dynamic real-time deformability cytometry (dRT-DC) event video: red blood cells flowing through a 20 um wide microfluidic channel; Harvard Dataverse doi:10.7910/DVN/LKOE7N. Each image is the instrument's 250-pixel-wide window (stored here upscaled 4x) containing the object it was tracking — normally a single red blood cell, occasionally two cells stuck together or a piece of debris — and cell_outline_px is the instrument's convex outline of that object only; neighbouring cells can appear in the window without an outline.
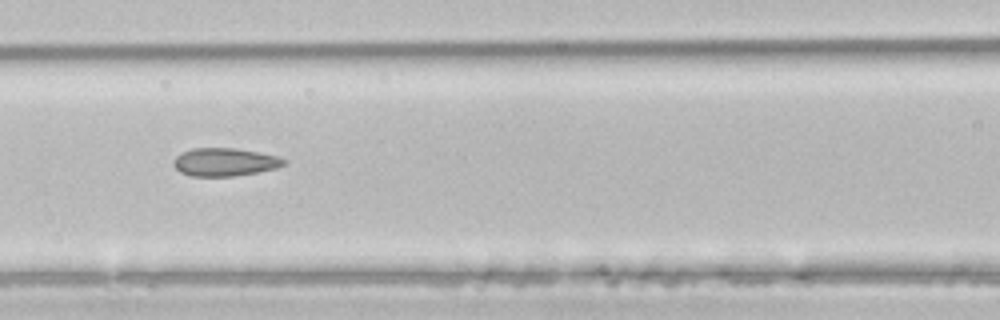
{"species": "common noctule bat (a hibernating species)", "species_latin": "Nyctalus noctula", "temperature_condition": "room temperature", "stored_images_in_passage": 6, "camera_frame_rate_fps": 3000, "um_per_image_px": 0.085, "animal": {"sex": "male", "body_mass_g": 21.5, "forearm_length_mm": 52.0}, "frame": {"image": 1, "passage_image": 5, "time_ms": 1.333, "image_size_px": [1000, 320], "cell_outline_px": [[288, 160], [284, 164], [276, 168], [256, 172], [232, 176], [192, 176], [180, 172], [172, 164], [176, 156], [192, 148], [236, 148], [276, 156]], "centroid_in_image_um": [19.08, 13.77], "position_along_channel_um": 147.5, "area_um2": 17.8}}
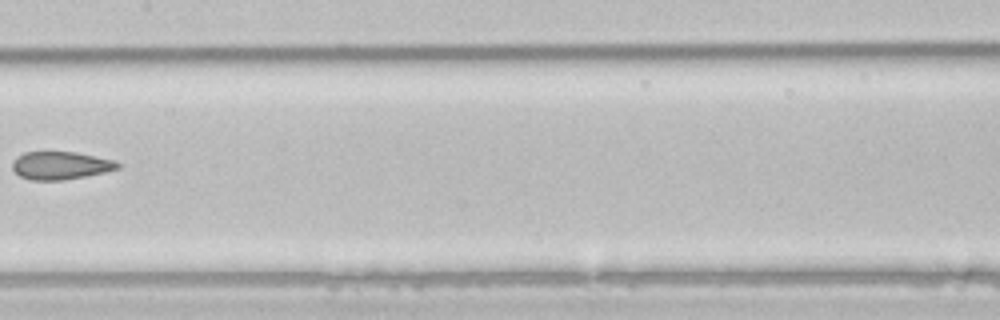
{"frame": {"image": 2, "passage_image": 6, "time_ms": 1.667, "image_size_px": [1000, 320], "cell_outline_px": [[120, 168], [104, 172], [84, 176], [60, 180], [32, 180], [20, 176], [12, 168], [12, 164], [16, 156], [24, 152], [76, 152], [116, 160], [120, 164]], "centroid_in_image_um": [5.15, 14.05], "position_along_channel_um": 202.2, "area_um2": 17.05}}